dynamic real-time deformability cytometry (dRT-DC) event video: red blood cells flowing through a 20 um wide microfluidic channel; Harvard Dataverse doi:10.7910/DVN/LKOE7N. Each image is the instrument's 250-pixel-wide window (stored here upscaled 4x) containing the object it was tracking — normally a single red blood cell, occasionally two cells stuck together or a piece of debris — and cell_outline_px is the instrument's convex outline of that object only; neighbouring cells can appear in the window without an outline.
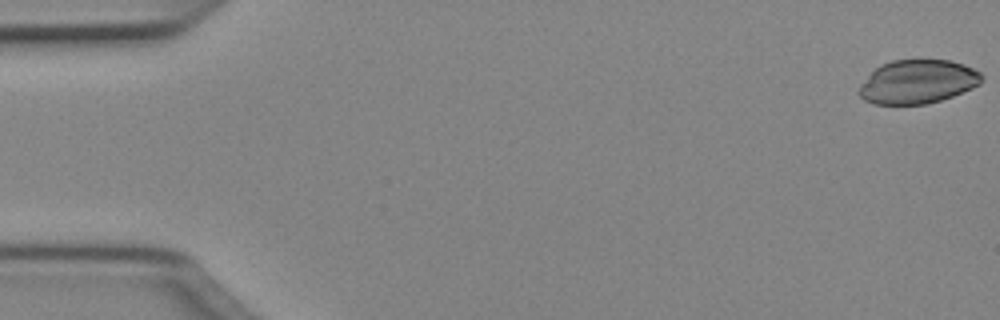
{"species": "Egyptian fruit bat (a non-hibernating species)", "species_latin": "Rousettus aegyptiacus", "temperature_condition": "cold", "stored_images_in_passage": 50, "camera_frame_rate_fps": 3000, "um_per_image_px": 0.085, "animal": {"sex": "female"}, "frame": {"image": 1, "passage_image": 1, "time_ms": 0.0, "image_size_px": [1000, 320], "cell_outline_px": [[984, 76], [980, 84], [972, 88], [952, 96], [928, 104], [872, 104], [864, 100], [856, 92], [860, 84], [880, 64], [892, 60], [948, 60], [964, 64], [980, 72]], "centroid_in_image_um": [77.98, 6.95], "position_along_channel_um": 7.0, "area_um2": 31.39}}
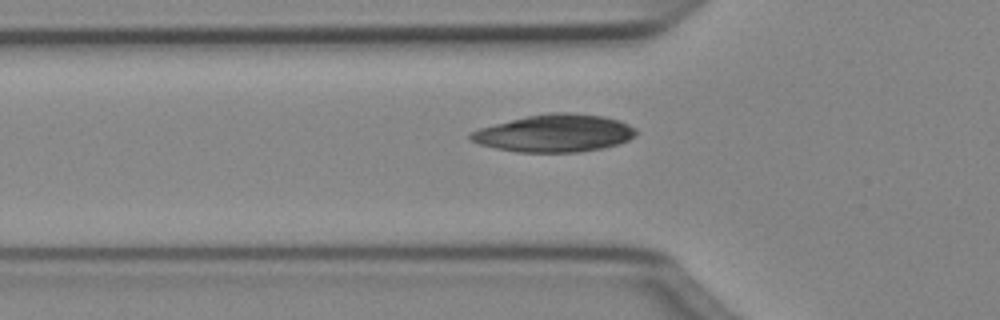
{"frame": {"image": 2, "passage_image": 17, "time_ms": 5.333, "image_size_px": [1000, 320], "cell_outline_px": [[636, 136], [628, 140], [604, 148], [576, 152], [516, 152], [496, 148], [480, 144], [468, 140], [468, 132], [480, 128], [528, 116], [548, 112], [572, 112], [604, 116], [620, 120], [636, 128]], "centroid_in_image_um": [47.14, 11.32], "position_along_channel_um": 78.7, "area_um2": 36.24}}
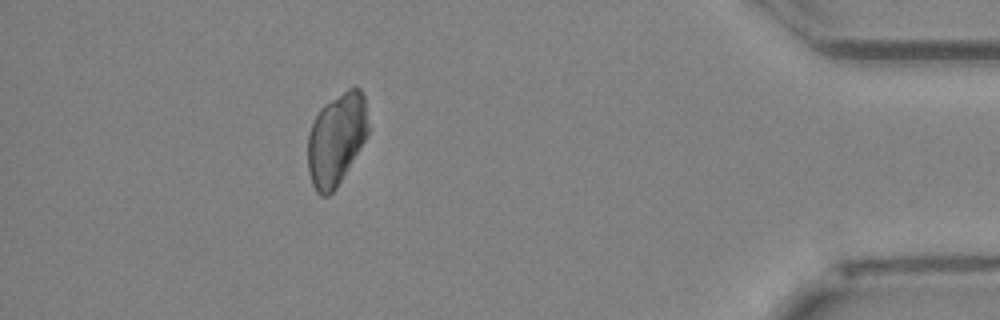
{"frame": {"image": 3, "passage_image": 45, "time_ms": 14.667, "image_size_px": [1000, 320], "cell_outline_px": [[368, 136], [336, 188], [328, 196], [320, 196], [316, 192], [312, 184], [308, 172], [308, 132], [320, 108], [324, 104], [348, 88], [360, 88], [364, 96], [368, 124]], "centroid_in_image_um": [28.59, 11.84], "position_along_channel_um": 406.6, "area_um2": 32.48}}